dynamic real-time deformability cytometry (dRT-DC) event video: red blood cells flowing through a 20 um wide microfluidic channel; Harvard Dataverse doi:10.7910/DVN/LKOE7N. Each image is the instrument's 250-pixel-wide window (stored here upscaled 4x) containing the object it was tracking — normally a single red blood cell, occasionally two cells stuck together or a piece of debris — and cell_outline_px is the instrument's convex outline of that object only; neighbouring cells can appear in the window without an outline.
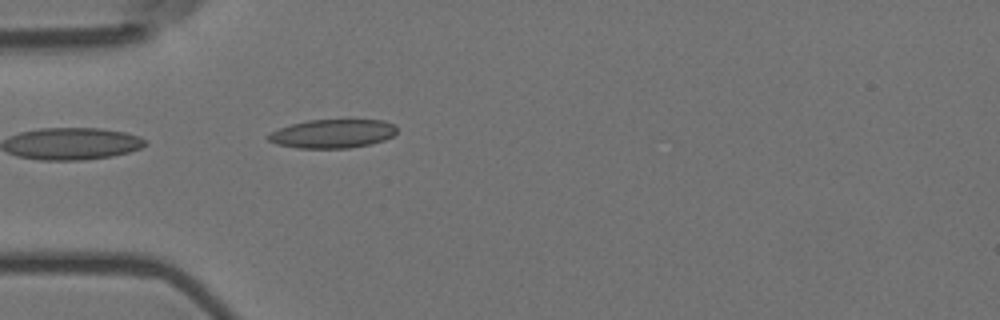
{"species": "Egyptian fruit bat (a non-hibernating species)", "species_latin": "Rousettus aegyptiacus", "temperature_condition": "room temperature", "stored_images_in_passage": 4, "camera_frame_rate_fps": 3000, "um_per_image_px": 0.085, "animal": {"sex": "female"}, "frame": {"image": 1, "passage_image": 4, "time_ms": 1.0, "image_size_px": [1000, 320], "cell_outline_px": [[396, 132], [392, 136], [384, 140], [372, 144], [348, 148], [296, 148], [276, 144], [268, 140], [264, 136], [280, 128], [292, 124], [308, 120], [384, 120], [396, 124]], "centroid_in_image_um": [28.28, 11.36], "position_along_channel_um": 56.7, "area_um2": 21.62}}